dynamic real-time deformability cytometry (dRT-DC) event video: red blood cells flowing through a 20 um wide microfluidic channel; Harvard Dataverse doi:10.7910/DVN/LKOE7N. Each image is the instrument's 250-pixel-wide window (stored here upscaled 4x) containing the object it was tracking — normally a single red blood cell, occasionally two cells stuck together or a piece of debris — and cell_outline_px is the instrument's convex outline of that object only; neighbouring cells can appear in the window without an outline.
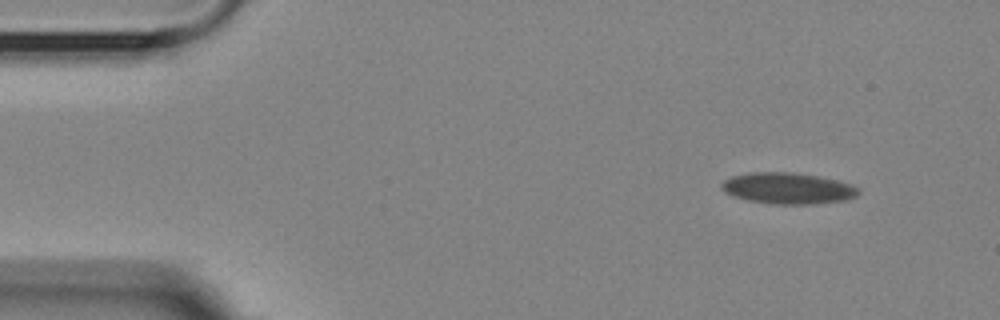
{"species": "Egyptian fruit bat (a non-hibernating species)", "species_latin": "Rousettus aegyptiacus", "temperature_condition": "room temperature", "stored_images_in_passage": 5, "segment_of_instrument_passage": [2, 2], "camera_frame_rate_fps": 3000, "um_per_image_px": 0.085, "animal": {"sex": "female"}, "frame": {"image": 1, "passage_image": 5, "time_ms": 5.0, "image_size_px": [1000, 320], "cell_outline_px": [[860, 192], [856, 196], [844, 200], [812, 204], [772, 204], [748, 200], [732, 196], [724, 192], [720, 188], [720, 184], [724, 180], [732, 176], [748, 172], [792, 172], [816, 176], [836, 180], [852, 184], [860, 188]], "centroid_in_image_um": [66.94, 16.0], "position_along_channel_um": 18.1, "area_um2": 25.03}}